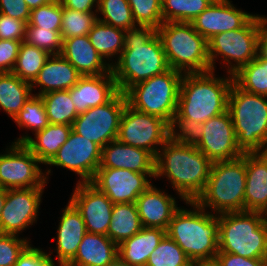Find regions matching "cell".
Returning <instances> with one entry per match:
<instances>
[{"label": "cell", "instance_id": "cell-1", "mask_svg": "<svg viewBox=\"0 0 267 266\" xmlns=\"http://www.w3.org/2000/svg\"><path fill=\"white\" fill-rule=\"evenodd\" d=\"M170 68L156 29L139 26L125 30L124 49L111 66L120 92L133 85L160 75Z\"/></svg>", "mask_w": 267, "mask_h": 266}, {"label": "cell", "instance_id": "cell-2", "mask_svg": "<svg viewBox=\"0 0 267 266\" xmlns=\"http://www.w3.org/2000/svg\"><path fill=\"white\" fill-rule=\"evenodd\" d=\"M155 157V178L167 176L183 201H195L208 181L212 162L196 146L169 138Z\"/></svg>", "mask_w": 267, "mask_h": 266}, {"label": "cell", "instance_id": "cell-3", "mask_svg": "<svg viewBox=\"0 0 267 266\" xmlns=\"http://www.w3.org/2000/svg\"><path fill=\"white\" fill-rule=\"evenodd\" d=\"M232 83V75L218 78L214 71L183 74L173 119H190L203 124L226 112Z\"/></svg>", "mask_w": 267, "mask_h": 266}, {"label": "cell", "instance_id": "cell-4", "mask_svg": "<svg viewBox=\"0 0 267 266\" xmlns=\"http://www.w3.org/2000/svg\"><path fill=\"white\" fill-rule=\"evenodd\" d=\"M186 204L191 205L193 210L179 208L166 234L191 261L216 258L219 251L218 215L206 212L195 201H186Z\"/></svg>", "mask_w": 267, "mask_h": 266}, {"label": "cell", "instance_id": "cell-5", "mask_svg": "<svg viewBox=\"0 0 267 266\" xmlns=\"http://www.w3.org/2000/svg\"><path fill=\"white\" fill-rule=\"evenodd\" d=\"M221 252L245 258H267V215L241 211L218 215Z\"/></svg>", "mask_w": 267, "mask_h": 266}, {"label": "cell", "instance_id": "cell-6", "mask_svg": "<svg viewBox=\"0 0 267 266\" xmlns=\"http://www.w3.org/2000/svg\"><path fill=\"white\" fill-rule=\"evenodd\" d=\"M227 110L240 149L243 152H264L267 146V96L244 91L233 82Z\"/></svg>", "mask_w": 267, "mask_h": 266}, {"label": "cell", "instance_id": "cell-7", "mask_svg": "<svg viewBox=\"0 0 267 266\" xmlns=\"http://www.w3.org/2000/svg\"><path fill=\"white\" fill-rule=\"evenodd\" d=\"M171 69L185 73L210 71L208 41L191 22H164L157 29Z\"/></svg>", "mask_w": 267, "mask_h": 266}, {"label": "cell", "instance_id": "cell-8", "mask_svg": "<svg viewBox=\"0 0 267 266\" xmlns=\"http://www.w3.org/2000/svg\"><path fill=\"white\" fill-rule=\"evenodd\" d=\"M246 187L245 159L213 162L208 181L195 202L216 215L244 211ZM218 213V214H217Z\"/></svg>", "mask_w": 267, "mask_h": 266}, {"label": "cell", "instance_id": "cell-9", "mask_svg": "<svg viewBox=\"0 0 267 266\" xmlns=\"http://www.w3.org/2000/svg\"><path fill=\"white\" fill-rule=\"evenodd\" d=\"M183 72L169 69L163 74L141 81L126 92L127 104L134 110L172 123L177 113Z\"/></svg>", "mask_w": 267, "mask_h": 266}, {"label": "cell", "instance_id": "cell-10", "mask_svg": "<svg viewBox=\"0 0 267 266\" xmlns=\"http://www.w3.org/2000/svg\"><path fill=\"white\" fill-rule=\"evenodd\" d=\"M261 16L255 15L241 29L215 34L208 40L210 71L220 55L228 67V75H233L259 54ZM232 61L235 62L233 64ZM233 64V65H232ZM230 66V67H229Z\"/></svg>", "mask_w": 267, "mask_h": 266}, {"label": "cell", "instance_id": "cell-11", "mask_svg": "<svg viewBox=\"0 0 267 266\" xmlns=\"http://www.w3.org/2000/svg\"><path fill=\"white\" fill-rule=\"evenodd\" d=\"M126 104L125 93L119 91L109 102L80 113L72 124V130L103 148L117 140Z\"/></svg>", "mask_w": 267, "mask_h": 266}, {"label": "cell", "instance_id": "cell-12", "mask_svg": "<svg viewBox=\"0 0 267 266\" xmlns=\"http://www.w3.org/2000/svg\"><path fill=\"white\" fill-rule=\"evenodd\" d=\"M169 138L170 125L166 121L134 110L126 104L120 120L117 137L119 142L147 150L156 157L159 147Z\"/></svg>", "mask_w": 267, "mask_h": 266}, {"label": "cell", "instance_id": "cell-13", "mask_svg": "<svg viewBox=\"0 0 267 266\" xmlns=\"http://www.w3.org/2000/svg\"><path fill=\"white\" fill-rule=\"evenodd\" d=\"M8 149L0 154V187L20 189L47 185L51 169L43 173L39 167L42 163L23 143H11Z\"/></svg>", "mask_w": 267, "mask_h": 266}, {"label": "cell", "instance_id": "cell-14", "mask_svg": "<svg viewBox=\"0 0 267 266\" xmlns=\"http://www.w3.org/2000/svg\"><path fill=\"white\" fill-rule=\"evenodd\" d=\"M155 173H137L127 169L98 168L90 182L113 204L135 203L151 184Z\"/></svg>", "mask_w": 267, "mask_h": 266}, {"label": "cell", "instance_id": "cell-15", "mask_svg": "<svg viewBox=\"0 0 267 266\" xmlns=\"http://www.w3.org/2000/svg\"><path fill=\"white\" fill-rule=\"evenodd\" d=\"M43 190L44 187L7 189L0 215V234L18 236L37 221Z\"/></svg>", "mask_w": 267, "mask_h": 266}, {"label": "cell", "instance_id": "cell-16", "mask_svg": "<svg viewBox=\"0 0 267 266\" xmlns=\"http://www.w3.org/2000/svg\"><path fill=\"white\" fill-rule=\"evenodd\" d=\"M102 148L71 131L68 140L47 164L60 166L78 174L82 183L91 182L100 167Z\"/></svg>", "mask_w": 267, "mask_h": 266}, {"label": "cell", "instance_id": "cell-17", "mask_svg": "<svg viewBox=\"0 0 267 266\" xmlns=\"http://www.w3.org/2000/svg\"><path fill=\"white\" fill-rule=\"evenodd\" d=\"M204 133L196 145L212 163L241 157L244 152L237 145L232 118L227 110L203 123Z\"/></svg>", "mask_w": 267, "mask_h": 266}, {"label": "cell", "instance_id": "cell-18", "mask_svg": "<svg viewBox=\"0 0 267 266\" xmlns=\"http://www.w3.org/2000/svg\"><path fill=\"white\" fill-rule=\"evenodd\" d=\"M70 202L80 212L88 233L107 236L113 203L90 182H78Z\"/></svg>", "mask_w": 267, "mask_h": 266}, {"label": "cell", "instance_id": "cell-19", "mask_svg": "<svg viewBox=\"0 0 267 266\" xmlns=\"http://www.w3.org/2000/svg\"><path fill=\"white\" fill-rule=\"evenodd\" d=\"M255 15L236 9L230 0H214L191 23L207 41L215 34L241 29Z\"/></svg>", "mask_w": 267, "mask_h": 266}, {"label": "cell", "instance_id": "cell-20", "mask_svg": "<svg viewBox=\"0 0 267 266\" xmlns=\"http://www.w3.org/2000/svg\"><path fill=\"white\" fill-rule=\"evenodd\" d=\"M69 92L75 109L80 114L109 102L119 89L111 70L98 76H82Z\"/></svg>", "mask_w": 267, "mask_h": 266}, {"label": "cell", "instance_id": "cell-21", "mask_svg": "<svg viewBox=\"0 0 267 266\" xmlns=\"http://www.w3.org/2000/svg\"><path fill=\"white\" fill-rule=\"evenodd\" d=\"M246 187L244 211L267 215V155L264 152H244Z\"/></svg>", "mask_w": 267, "mask_h": 266}, {"label": "cell", "instance_id": "cell-22", "mask_svg": "<svg viewBox=\"0 0 267 266\" xmlns=\"http://www.w3.org/2000/svg\"><path fill=\"white\" fill-rule=\"evenodd\" d=\"M135 203L143 227L166 231L173 215L180 208L175 198L153 185L142 192Z\"/></svg>", "mask_w": 267, "mask_h": 266}, {"label": "cell", "instance_id": "cell-23", "mask_svg": "<svg viewBox=\"0 0 267 266\" xmlns=\"http://www.w3.org/2000/svg\"><path fill=\"white\" fill-rule=\"evenodd\" d=\"M99 168H117L137 173H155V157L147 150L114 140L102 148Z\"/></svg>", "mask_w": 267, "mask_h": 266}, {"label": "cell", "instance_id": "cell-24", "mask_svg": "<svg viewBox=\"0 0 267 266\" xmlns=\"http://www.w3.org/2000/svg\"><path fill=\"white\" fill-rule=\"evenodd\" d=\"M61 55L82 76H98L111 71L112 63L99 55L88 35L63 39Z\"/></svg>", "mask_w": 267, "mask_h": 266}, {"label": "cell", "instance_id": "cell-25", "mask_svg": "<svg viewBox=\"0 0 267 266\" xmlns=\"http://www.w3.org/2000/svg\"><path fill=\"white\" fill-rule=\"evenodd\" d=\"M87 233L80 212L69 201L57 229V259L59 266H66L76 255L79 245Z\"/></svg>", "mask_w": 267, "mask_h": 266}, {"label": "cell", "instance_id": "cell-26", "mask_svg": "<svg viewBox=\"0 0 267 266\" xmlns=\"http://www.w3.org/2000/svg\"><path fill=\"white\" fill-rule=\"evenodd\" d=\"M82 77V75L73 67L61 54L50 55L38 76L31 83L32 90L40 86L41 96L50 91L69 90Z\"/></svg>", "mask_w": 267, "mask_h": 266}, {"label": "cell", "instance_id": "cell-27", "mask_svg": "<svg viewBox=\"0 0 267 266\" xmlns=\"http://www.w3.org/2000/svg\"><path fill=\"white\" fill-rule=\"evenodd\" d=\"M118 260V245L103 234L86 233L66 266H108Z\"/></svg>", "mask_w": 267, "mask_h": 266}, {"label": "cell", "instance_id": "cell-28", "mask_svg": "<svg viewBox=\"0 0 267 266\" xmlns=\"http://www.w3.org/2000/svg\"><path fill=\"white\" fill-rule=\"evenodd\" d=\"M71 131V125L49 123L43 130L34 133V139L27 134L12 143H23L42 164L47 165L66 143Z\"/></svg>", "mask_w": 267, "mask_h": 266}, {"label": "cell", "instance_id": "cell-29", "mask_svg": "<svg viewBox=\"0 0 267 266\" xmlns=\"http://www.w3.org/2000/svg\"><path fill=\"white\" fill-rule=\"evenodd\" d=\"M165 235L166 230L143 227L118 245V260L126 266H145Z\"/></svg>", "mask_w": 267, "mask_h": 266}, {"label": "cell", "instance_id": "cell-30", "mask_svg": "<svg viewBox=\"0 0 267 266\" xmlns=\"http://www.w3.org/2000/svg\"><path fill=\"white\" fill-rule=\"evenodd\" d=\"M32 96L30 82L20 79L12 72L0 73V107L12 119Z\"/></svg>", "mask_w": 267, "mask_h": 266}, {"label": "cell", "instance_id": "cell-31", "mask_svg": "<svg viewBox=\"0 0 267 266\" xmlns=\"http://www.w3.org/2000/svg\"><path fill=\"white\" fill-rule=\"evenodd\" d=\"M143 228L136 203L114 204L107 237L119 245Z\"/></svg>", "mask_w": 267, "mask_h": 266}, {"label": "cell", "instance_id": "cell-32", "mask_svg": "<svg viewBox=\"0 0 267 266\" xmlns=\"http://www.w3.org/2000/svg\"><path fill=\"white\" fill-rule=\"evenodd\" d=\"M125 30L113 27L97 20L90 32L89 39L99 55L107 61L110 57L118 55L120 57L124 49Z\"/></svg>", "mask_w": 267, "mask_h": 266}, {"label": "cell", "instance_id": "cell-33", "mask_svg": "<svg viewBox=\"0 0 267 266\" xmlns=\"http://www.w3.org/2000/svg\"><path fill=\"white\" fill-rule=\"evenodd\" d=\"M232 76L233 82L244 91L267 96V58L260 52Z\"/></svg>", "mask_w": 267, "mask_h": 266}, {"label": "cell", "instance_id": "cell-34", "mask_svg": "<svg viewBox=\"0 0 267 266\" xmlns=\"http://www.w3.org/2000/svg\"><path fill=\"white\" fill-rule=\"evenodd\" d=\"M50 124H73L79 115L70 97L69 90L50 91L41 95Z\"/></svg>", "mask_w": 267, "mask_h": 266}, {"label": "cell", "instance_id": "cell-35", "mask_svg": "<svg viewBox=\"0 0 267 266\" xmlns=\"http://www.w3.org/2000/svg\"><path fill=\"white\" fill-rule=\"evenodd\" d=\"M49 57L50 54L41 48L22 42L12 73L32 83Z\"/></svg>", "mask_w": 267, "mask_h": 266}, {"label": "cell", "instance_id": "cell-36", "mask_svg": "<svg viewBox=\"0 0 267 266\" xmlns=\"http://www.w3.org/2000/svg\"><path fill=\"white\" fill-rule=\"evenodd\" d=\"M214 0H162L164 22H192Z\"/></svg>", "mask_w": 267, "mask_h": 266}, {"label": "cell", "instance_id": "cell-37", "mask_svg": "<svg viewBox=\"0 0 267 266\" xmlns=\"http://www.w3.org/2000/svg\"><path fill=\"white\" fill-rule=\"evenodd\" d=\"M97 20L122 30L136 27L128 0H99Z\"/></svg>", "mask_w": 267, "mask_h": 266}, {"label": "cell", "instance_id": "cell-38", "mask_svg": "<svg viewBox=\"0 0 267 266\" xmlns=\"http://www.w3.org/2000/svg\"><path fill=\"white\" fill-rule=\"evenodd\" d=\"M185 252L167 234L149 255L145 266H191Z\"/></svg>", "mask_w": 267, "mask_h": 266}, {"label": "cell", "instance_id": "cell-39", "mask_svg": "<svg viewBox=\"0 0 267 266\" xmlns=\"http://www.w3.org/2000/svg\"><path fill=\"white\" fill-rule=\"evenodd\" d=\"M94 12H79L62 6L61 37L67 39L88 35L94 23L97 21Z\"/></svg>", "mask_w": 267, "mask_h": 266}, {"label": "cell", "instance_id": "cell-40", "mask_svg": "<svg viewBox=\"0 0 267 266\" xmlns=\"http://www.w3.org/2000/svg\"><path fill=\"white\" fill-rule=\"evenodd\" d=\"M13 120L19 128L31 129L34 132L43 130L49 122L42 97L33 94Z\"/></svg>", "mask_w": 267, "mask_h": 266}, {"label": "cell", "instance_id": "cell-41", "mask_svg": "<svg viewBox=\"0 0 267 266\" xmlns=\"http://www.w3.org/2000/svg\"><path fill=\"white\" fill-rule=\"evenodd\" d=\"M26 44L41 48L50 55L61 54L62 37L60 30H46L37 26L26 25L25 39Z\"/></svg>", "mask_w": 267, "mask_h": 266}, {"label": "cell", "instance_id": "cell-42", "mask_svg": "<svg viewBox=\"0 0 267 266\" xmlns=\"http://www.w3.org/2000/svg\"><path fill=\"white\" fill-rule=\"evenodd\" d=\"M134 22L138 26L157 29L162 23V0H128Z\"/></svg>", "mask_w": 267, "mask_h": 266}, {"label": "cell", "instance_id": "cell-43", "mask_svg": "<svg viewBox=\"0 0 267 266\" xmlns=\"http://www.w3.org/2000/svg\"><path fill=\"white\" fill-rule=\"evenodd\" d=\"M27 25L37 26L46 30H61L62 5L60 1L52 0L46 5L31 10Z\"/></svg>", "mask_w": 267, "mask_h": 266}, {"label": "cell", "instance_id": "cell-44", "mask_svg": "<svg viewBox=\"0 0 267 266\" xmlns=\"http://www.w3.org/2000/svg\"><path fill=\"white\" fill-rule=\"evenodd\" d=\"M203 133V124L190 119H173L170 124V138L185 145L196 146Z\"/></svg>", "mask_w": 267, "mask_h": 266}, {"label": "cell", "instance_id": "cell-45", "mask_svg": "<svg viewBox=\"0 0 267 266\" xmlns=\"http://www.w3.org/2000/svg\"><path fill=\"white\" fill-rule=\"evenodd\" d=\"M18 237L0 234V266H15L18 257L30 245V240Z\"/></svg>", "mask_w": 267, "mask_h": 266}, {"label": "cell", "instance_id": "cell-46", "mask_svg": "<svg viewBox=\"0 0 267 266\" xmlns=\"http://www.w3.org/2000/svg\"><path fill=\"white\" fill-rule=\"evenodd\" d=\"M26 23L0 13V39L24 41Z\"/></svg>", "mask_w": 267, "mask_h": 266}, {"label": "cell", "instance_id": "cell-47", "mask_svg": "<svg viewBox=\"0 0 267 266\" xmlns=\"http://www.w3.org/2000/svg\"><path fill=\"white\" fill-rule=\"evenodd\" d=\"M52 253H45L39 248L32 247L30 244L18 257L15 266H56L50 255Z\"/></svg>", "mask_w": 267, "mask_h": 266}, {"label": "cell", "instance_id": "cell-48", "mask_svg": "<svg viewBox=\"0 0 267 266\" xmlns=\"http://www.w3.org/2000/svg\"><path fill=\"white\" fill-rule=\"evenodd\" d=\"M22 41L0 39V73L12 72Z\"/></svg>", "mask_w": 267, "mask_h": 266}, {"label": "cell", "instance_id": "cell-49", "mask_svg": "<svg viewBox=\"0 0 267 266\" xmlns=\"http://www.w3.org/2000/svg\"><path fill=\"white\" fill-rule=\"evenodd\" d=\"M0 13L17 18L27 24L31 9L27 6L25 0H0Z\"/></svg>", "mask_w": 267, "mask_h": 266}, {"label": "cell", "instance_id": "cell-50", "mask_svg": "<svg viewBox=\"0 0 267 266\" xmlns=\"http://www.w3.org/2000/svg\"><path fill=\"white\" fill-rule=\"evenodd\" d=\"M216 259L221 266H266V259L245 258L221 251H218Z\"/></svg>", "mask_w": 267, "mask_h": 266}, {"label": "cell", "instance_id": "cell-51", "mask_svg": "<svg viewBox=\"0 0 267 266\" xmlns=\"http://www.w3.org/2000/svg\"><path fill=\"white\" fill-rule=\"evenodd\" d=\"M65 8L76 10L79 12H94L93 7L96 5L95 13L97 14L99 0H59Z\"/></svg>", "mask_w": 267, "mask_h": 266}, {"label": "cell", "instance_id": "cell-52", "mask_svg": "<svg viewBox=\"0 0 267 266\" xmlns=\"http://www.w3.org/2000/svg\"><path fill=\"white\" fill-rule=\"evenodd\" d=\"M259 52L267 58V17L261 16Z\"/></svg>", "mask_w": 267, "mask_h": 266}, {"label": "cell", "instance_id": "cell-53", "mask_svg": "<svg viewBox=\"0 0 267 266\" xmlns=\"http://www.w3.org/2000/svg\"><path fill=\"white\" fill-rule=\"evenodd\" d=\"M191 266H221L216 258L195 260L191 262Z\"/></svg>", "mask_w": 267, "mask_h": 266}, {"label": "cell", "instance_id": "cell-54", "mask_svg": "<svg viewBox=\"0 0 267 266\" xmlns=\"http://www.w3.org/2000/svg\"><path fill=\"white\" fill-rule=\"evenodd\" d=\"M52 0H25L27 6L32 10L34 8H38L39 6H43L51 2Z\"/></svg>", "mask_w": 267, "mask_h": 266}, {"label": "cell", "instance_id": "cell-55", "mask_svg": "<svg viewBox=\"0 0 267 266\" xmlns=\"http://www.w3.org/2000/svg\"><path fill=\"white\" fill-rule=\"evenodd\" d=\"M7 189L0 187V215L6 200Z\"/></svg>", "mask_w": 267, "mask_h": 266}, {"label": "cell", "instance_id": "cell-56", "mask_svg": "<svg viewBox=\"0 0 267 266\" xmlns=\"http://www.w3.org/2000/svg\"><path fill=\"white\" fill-rule=\"evenodd\" d=\"M108 266H126L123 263H121L119 260L115 261L113 264L108 265Z\"/></svg>", "mask_w": 267, "mask_h": 266}, {"label": "cell", "instance_id": "cell-57", "mask_svg": "<svg viewBox=\"0 0 267 266\" xmlns=\"http://www.w3.org/2000/svg\"><path fill=\"white\" fill-rule=\"evenodd\" d=\"M264 153L267 155V146H266V149H265Z\"/></svg>", "mask_w": 267, "mask_h": 266}]
</instances>
